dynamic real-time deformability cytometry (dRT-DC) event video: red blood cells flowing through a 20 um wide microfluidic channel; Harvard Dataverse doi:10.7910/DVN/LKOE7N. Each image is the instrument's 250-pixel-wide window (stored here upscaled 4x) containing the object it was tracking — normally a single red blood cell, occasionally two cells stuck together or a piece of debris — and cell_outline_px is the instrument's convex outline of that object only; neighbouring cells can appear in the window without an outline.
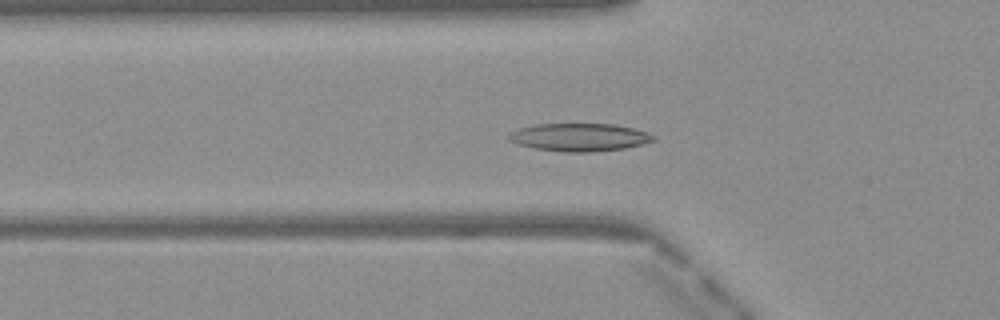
{"species": "Egyptian fruit bat (a non-hibernating species)", "species_latin": "Rousettus aegyptiacus", "temperature_condition": "warm", "stored_images_in_passage": 44, "camera_frame_rate_fps": 3000, "um_per_image_px": 0.085, "frame": {"image": 1, "passage_image": 10, "time_ms": 3.0, "image_size_px": [1000, 320], "cell_outline_px": [[656, 140], [624, 148], [592, 152], [564, 152], [536, 148], [516, 144], [508, 140], [508, 136], [512, 132], [520, 128], [536, 124], [616, 124], [648, 132], [656, 136]], "centroid_in_image_um": [49.26, 11.66], "position_along_channel_um": 76.5, "area_um2": 23.41}}
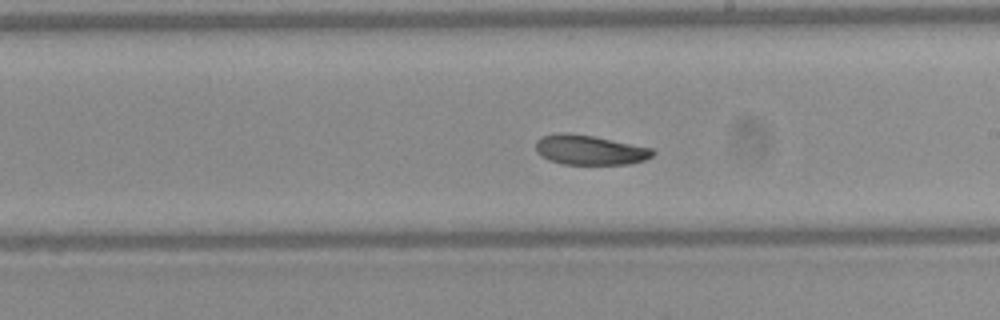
{"frame": {"image": 2, "passage_image": 22, "time_ms": 7.0, "image_size_px": [1000, 320], "cell_outline_px": [[656, 152], [652, 156], [644, 160], [628, 164], [564, 164], [548, 160], [540, 156], [536, 152], [536, 140], [540, 136], [556, 132], [572, 132], [652, 148]], "centroid_in_image_um": [50.06, 12.73], "position_along_channel_um": 238.9, "area_um2": 20.46}}
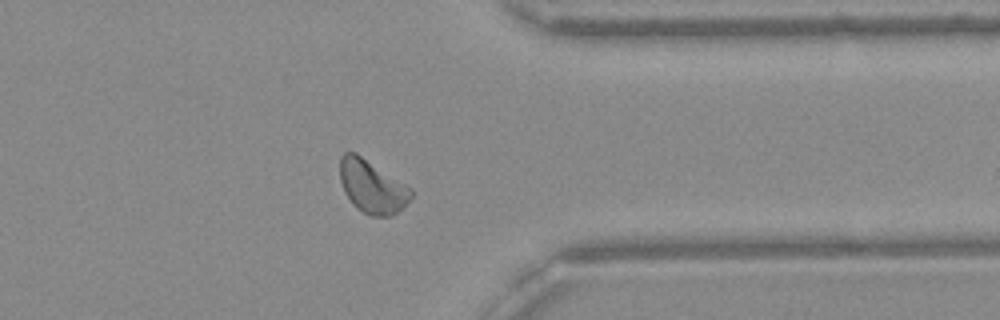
{"frame": {"image": 3, "passage_image": 33, "time_ms": 10.667, "image_size_px": [1000, 320], "cell_outline_px": [[412, 196], [396, 212], [388, 216], [372, 216], [356, 208], [352, 204], [344, 192], [340, 180], [340, 156], [344, 152], [356, 152], [404, 184], [412, 192]], "centroid_in_image_um": [31.55, 15.84], "position_along_channel_um": 379.8, "area_um2": 21.44}, "authors_computed_cell_mechanics": {"area_um2": 21.4727, "velocity_mm_per_s": 4.041, "shape_relaxation_time_tau1_ms": 5.8187, "shape_relaxation_time_tau2_ms": null, "deformation_change_tau1": 0.1314, "deformation_change_tau2": null}}